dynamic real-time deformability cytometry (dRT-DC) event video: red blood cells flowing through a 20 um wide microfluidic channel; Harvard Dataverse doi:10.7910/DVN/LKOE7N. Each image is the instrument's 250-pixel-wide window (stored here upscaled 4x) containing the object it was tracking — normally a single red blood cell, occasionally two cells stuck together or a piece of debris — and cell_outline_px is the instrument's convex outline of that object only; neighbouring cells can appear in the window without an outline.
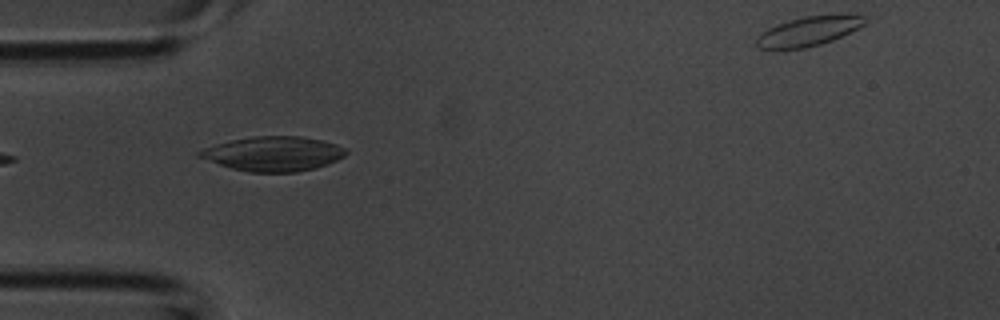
{"species": "common noctule bat (a hibernating species)", "species_latin": "Nyctalus noctula", "temperature_condition": "room temperature", "stored_images_in_passage": 18, "camera_frame_rate_fps": 3000, "um_per_image_px": 0.085, "animal": {"sex": "male", "body_mass_g": 20.1, "forearm_length_mm": 53.5}, "frame": {"image": 1, "passage_image": 1, "time_ms": 0.0, "image_size_px": [1000, 320], "cell_outline_px": [[348, 152], [344, 156], [328, 164], [316, 168], [296, 172], [248, 172], [232, 168], [196, 156], [196, 152], [204, 148], [216, 144], [232, 140], [252, 136], [300, 136], [324, 140], [336, 144], [344, 148]], "centroid_in_image_um": [23.25, 13.06], "position_along_channel_um": 61.8, "area_um2": 29.48}}